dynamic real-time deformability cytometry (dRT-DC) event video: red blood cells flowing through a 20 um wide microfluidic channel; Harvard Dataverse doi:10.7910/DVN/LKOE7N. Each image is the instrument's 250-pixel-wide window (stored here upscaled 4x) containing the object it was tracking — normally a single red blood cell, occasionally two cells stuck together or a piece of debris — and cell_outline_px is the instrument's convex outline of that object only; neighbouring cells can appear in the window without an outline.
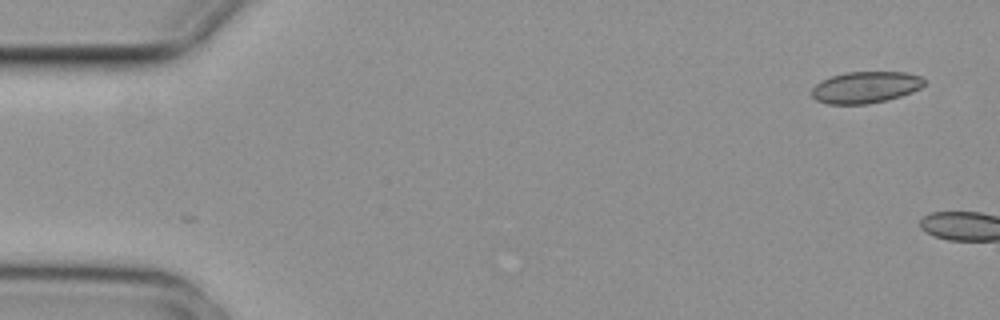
{"species": "common noctule bat (a hibernating species)", "species_latin": "Nyctalus noctula", "temperature_condition": "cold", "stored_images_in_passage": 2, "camera_frame_rate_fps": 3000, "um_per_image_px": 0.085, "animal": {"sex": "female", "body_mass_g": 29.2, "forearm_length_mm": 56.3}, "frame": {"image": 1, "passage_image": 1, "time_ms": 0.0, "image_size_px": [1000, 320], "cell_outline_px": [[928, 80], [920, 88], [912, 92], [900, 96], [868, 104], [828, 104], [816, 100], [812, 96], [812, 88], [820, 80], [844, 72], [908, 72], [920, 76]], "centroid_in_image_um": [73.58, 7.41], "position_along_channel_um": 11.4, "area_um2": 20.81}}